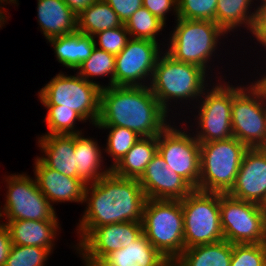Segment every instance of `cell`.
<instances>
[{
    "mask_svg": "<svg viewBox=\"0 0 266 266\" xmlns=\"http://www.w3.org/2000/svg\"><path fill=\"white\" fill-rule=\"evenodd\" d=\"M52 254L47 248L13 244L5 266H47Z\"/></svg>",
    "mask_w": 266,
    "mask_h": 266,
    "instance_id": "cell-33",
    "label": "cell"
},
{
    "mask_svg": "<svg viewBox=\"0 0 266 266\" xmlns=\"http://www.w3.org/2000/svg\"><path fill=\"white\" fill-rule=\"evenodd\" d=\"M115 64V55L95 46L91 56L83 61L75 72L88 82L103 89L114 86ZM104 77L108 80H103ZM100 78L108 83L105 82L104 84L103 81H98Z\"/></svg>",
    "mask_w": 266,
    "mask_h": 266,
    "instance_id": "cell-29",
    "label": "cell"
},
{
    "mask_svg": "<svg viewBox=\"0 0 266 266\" xmlns=\"http://www.w3.org/2000/svg\"><path fill=\"white\" fill-rule=\"evenodd\" d=\"M173 24L171 26L172 30L167 33L168 37L164 51L174 60L197 65L204 69L214 80L227 78L229 75L232 77L234 75L232 72L238 73V67L232 68L227 60L225 65L219 66L224 63L223 60L225 59L223 57L227 55L225 48L226 43L230 42V35L216 22L177 18ZM223 50L225 54L221 52ZM224 68H227L229 72L232 69V72H228L227 75V73H224L227 72V69ZM233 69H237V71H233Z\"/></svg>",
    "mask_w": 266,
    "mask_h": 266,
    "instance_id": "cell-3",
    "label": "cell"
},
{
    "mask_svg": "<svg viewBox=\"0 0 266 266\" xmlns=\"http://www.w3.org/2000/svg\"><path fill=\"white\" fill-rule=\"evenodd\" d=\"M249 71V75L242 76L243 79L233 80V137L248 148H266V81L253 78L252 67Z\"/></svg>",
    "mask_w": 266,
    "mask_h": 266,
    "instance_id": "cell-6",
    "label": "cell"
},
{
    "mask_svg": "<svg viewBox=\"0 0 266 266\" xmlns=\"http://www.w3.org/2000/svg\"><path fill=\"white\" fill-rule=\"evenodd\" d=\"M138 181L147 199L182 200L194 189L179 174L168 168L158 152Z\"/></svg>",
    "mask_w": 266,
    "mask_h": 266,
    "instance_id": "cell-16",
    "label": "cell"
},
{
    "mask_svg": "<svg viewBox=\"0 0 266 266\" xmlns=\"http://www.w3.org/2000/svg\"><path fill=\"white\" fill-rule=\"evenodd\" d=\"M218 0H178V18L216 22Z\"/></svg>",
    "mask_w": 266,
    "mask_h": 266,
    "instance_id": "cell-35",
    "label": "cell"
},
{
    "mask_svg": "<svg viewBox=\"0 0 266 266\" xmlns=\"http://www.w3.org/2000/svg\"><path fill=\"white\" fill-rule=\"evenodd\" d=\"M147 197L138 179L122 178L112 171L86 185L85 206L75 227L72 251L96 228L123 222H142ZM78 235V236H77ZM76 241V242H75Z\"/></svg>",
    "mask_w": 266,
    "mask_h": 266,
    "instance_id": "cell-1",
    "label": "cell"
},
{
    "mask_svg": "<svg viewBox=\"0 0 266 266\" xmlns=\"http://www.w3.org/2000/svg\"><path fill=\"white\" fill-rule=\"evenodd\" d=\"M224 240L232 244L266 243V214L262 205L220 193Z\"/></svg>",
    "mask_w": 266,
    "mask_h": 266,
    "instance_id": "cell-13",
    "label": "cell"
},
{
    "mask_svg": "<svg viewBox=\"0 0 266 266\" xmlns=\"http://www.w3.org/2000/svg\"><path fill=\"white\" fill-rule=\"evenodd\" d=\"M113 11L118 15V18L123 24L134 14L139 8L143 6V0H104Z\"/></svg>",
    "mask_w": 266,
    "mask_h": 266,
    "instance_id": "cell-39",
    "label": "cell"
},
{
    "mask_svg": "<svg viewBox=\"0 0 266 266\" xmlns=\"http://www.w3.org/2000/svg\"><path fill=\"white\" fill-rule=\"evenodd\" d=\"M234 78L236 77L229 76L225 79L214 80L204 90L195 106L186 114L189 115L180 119L192 131L199 143L233 137L231 110Z\"/></svg>",
    "mask_w": 266,
    "mask_h": 266,
    "instance_id": "cell-5",
    "label": "cell"
},
{
    "mask_svg": "<svg viewBox=\"0 0 266 266\" xmlns=\"http://www.w3.org/2000/svg\"><path fill=\"white\" fill-rule=\"evenodd\" d=\"M36 144L41 155L37 157L49 168L78 178L76 156L74 155V135H37Z\"/></svg>",
    "mask_w": 266,
    "mask_h": 266,
    "instance_id": "cell-21",
    "label": "cell"
},
{
    "mask_svg": "<svg viewBox=\"0 0 266 266\" xmlns=\"http://www.w3.org/2000/svg\"><path fill=\"white\" fill-rule=\"evenodd\" d=\"M101 263L105 266H172L144 234L127 247L108 254Z\"/></svg>",
    "mask_w": 266,
    "mask_h": 266,
    "instance_id": "cell-25",
    "label": "cell"
},
{
    "mask_svg": "<svg viewBox=\"0 0 266 266\" xmlns=\"http://www.w3.org/2000/svg\"><path fill=\"white\" fill-rule=\"evenodd\" d=\"M233 244L222 240L184 249L172 266H230Z\"/></svg>",
    "mask_w": 266,
    "mask_h": 266,
    "instance_id": "cell-27",
    "label": "cell"
},
{
    "mask_svg": "<svg viewBox=\"0 0 266 266\" xmlns=\"http://www.w3.org/2000/svg\"><path fill=\"white\" fill-rule=\"evenodd\" d=\"M256 1L257 0H218L217 3L216 23L228 35L230 34V36H232L231 40L233 38V40L235 41V36L239 35V39L240 37L242 38L240 39L241 44H239V46L241 45V48L246 41L244 40L245 37L252 29L257 5ZM244 33H247V35H245Z\"/></svg>",
    "mask_w": 266,
    "mask_h": 266,
    "instance_id": "cell-23",
    "label": "cell"
},
{
    "mask_svg": "<svg viewBox=\"0 0 266 266\" xmlns=\"http://www.w3.org/2000/svg\"><path fill=\"white\" fill-rule=\"evenodd\" d=\"M158 152V136L141 137L111 171L122 178L139 179Z\"/></svg>",
    "mask_w": 266,
    "mask_h": 266,
    "instance_id": "cell-26",
    "label": "cell"
},
{
    "mask_svg": "<svg viewBox=\"0 0 266 266\" xmlns=\"http://www.w3.org/2000/svg\"><path fill=\"white\" fill-rule=\"evenodd\" d=\"M46 43L52 47L55 61L62 67L71 69L70 72H74L83 61L87 60L95 48L94 37L78 31L51 38Z\"/></svg>",
    "mask_w": 266,
    "mask_h": 266,
    "instance_id": "cell-24",
    "label": "cell"
},
{
    "mask_svg": "<svg viewBox=\"0 0 266 266\" xmlns=\"http://www.w3.org/2000/svg\"><path fill=\"white\" fill-rule=\"evenodd\" d=\"M77 18V31L90 36L123 25L118 15L104 0H97Z\"/></svg>",
    "mask_w": 266,
    "mask_h": 266,
    "instance_id": "cell-28",
    "label": "cell"
},
{
    "mask_svg": "<svg viewBox=\"0 0 266 266\" xmlns=\"http://www.w3.org/2000/svg\"><path fill=\"white\" fill-rule=\"evenodd\" d=\"M173 120L149 86H111L101 90L95 127H125L150 137L158 136Z\"/></svg>",
    "mask_w": 266,
    "mask_h": 266,
    "instance_id": "cell-2",
    "label": "cell"
},
{
    "mask_svg": "<svg viewBox=\"0 0 266 266\" xmlns=\"http://www.w3.org/2000/svg\"><path fill=\"white\" fill-rule=\"evenodd\" d=\"M248 149L235 137L200 143V177L197 190L228 193L235 184Z\"/></svg>",
    "mask_w": 266,
    "mask_h": 266,
    "instance_id": "cell-9",
    "label": "cell"
},
{
    "mask_svg": "<svg viewBox=\"0 0 266 266\" xmlns=\"http://www.w3.org/2000/svg\"><path fill=\"white\" fill-rule=\"evenodd\" d=\"M143 234L170 263L184 250V222L180 200L147 199L142 218Z\"/></svg>",
    "mask_w": 266,
    "mask_h": 266,
    "instance_id": "cell-8",
    "label": "cell"
},
{
    "mask_svg": "<svg viewBox=\"0 0 266 266\" xmlns=\"http://www.w3.org/2000/svg\"><path fill=\"white\" fill-rule=\"evenodd\" d=\"M180 201L184 222V249L224 240L220 193L193 189Z\"/></svg>",
    "mask_w": 266,
    "mask_h": 266,
    "instance_id": "cell-11",
    "label": "cell"
},
{
    "mask_svg": "<svg viewBox=\"0 0 266 266\" xmlns=\"http://www.w3.org/2000/svg\"><path fill=\"white\" fill-rule=\"evenodd\" d=\"M36 20L45 41L75 33L77 31V16L64 0H37Z\"/></svg>",
    "mask_w": 266,
    "mask_h": 266,
    "instance_id": "cell-22",
    "label": "cell"
},
{
    "mask_svg": "<svg viewBox=\"0 0 266 266\" xmlns=\"http://www.w3.org/2000/svg\"><path fill=\"white\" fill-rule=\"evenodd\" d=\"M42 106L47 110L43 122H45L48 131L38 135H77L84 132L87 133L86 128L78 127L79 123L84 125L87 122L74 110L58 108V105Z\"/></svg>",
    "mask_w": 266,
    "mask_h": 266,
    "instance_id": "cell-31",
    "label": "cell"
},
{
    "mask_svg": "<svg viewBox=\"0 0 266 266\" xmlns=\"http://www.w3.org/2000/svg\"><path fill=\"white\" fill-rule=\"evenodd\" d=\"M93 37L97 48L115 56L125 48L130 39V35L124 24L120 27L98 32Z\"/></svg>",
    "mask_w": 266,
    "mask_h": 266,
    "instance_id": "cell-36",
    "label": "cell"
},
{
    "mask_svg": "<svg viewBox=\"0 0 266 266\" xmlns=\"http://www.w3.org/2000/svg\"><path fill=\"white\" fill-rule=\"evenodd\" d=\"M7 174L0 182L5 184L4 203L0 202L1 221L59 220L57 209L39 190L34 175L27 172Z\"/></svg>",
    "mask_w": 266,
    "mask_h": 266,
    "instance_id": "cell-10",
    "label": "cell"
},
{
    "mask_svg": "<svg viewBox=\"0 0 266 266\" xmlns=\"http://www.w3.org/2000/svg\"><path fill=\"white\" fill-rule=\"evenodd\" d=\"M213 81L201 67L176 61L164 51L157 60L149 87L173 119L180 120Z\"/></svg>",
    "mask_w": 266,
    "mask_h": 266,
    "instance_id": "cell-4",
    "label": "cell"
},
{
    "mask_svg": "<svg viewBox=\"0 0 266 266\" xmlns=\"http://www.w3.org/2000/svg\"><path fill=\"white\" fill-rule=\"evenodd\" d=\"M228 194L259 205L266 202V148H249L245 152L235 184Z\"/></svg>",
    "mask_w": 266,
    "mask_h": 266,
    "instance_id": "cell-17",
    "label": "cell"
},
{
    "mask_svg": "<svg viewBox=\"0 0 266 266\" xmlns=\"http://www.w3.org/2000/svg\"><path fill=\"white\" fill-rule=\"evenodd\" d=\"M34 158L33 174L39 190L55 205L77 203L83 205L86 184L78 178L65 176L55 169L47 167L37 156Z\"/></svg>",
    "mask_w": 266,
    "mask_h": 266,
    "instance_id": "cell-18",
    "label": "cell"
},
{
    "mask_svg": "<svg viewBox=\"0 0 266 266\" xmlns=\"http://www.w3.org/2000/svg\"><path fill=\"white\" fill-rule=\"evenodd\" d=\"M164 47L152 40L130 38L115 56L114 86H149Z\"/></svg>",
    "mask_w": 266,
    "mask_h": 266,
    "instance_id": "cell-14",
    "label": "cell"
},
{
    "mask_svg": "<svg viewBox=\"0 0 266 266\" xmlns=\"http://www.w3.org/2000/svg\"><path fill=\"white\" fill-rule=\"evenodd\" d=\"M264 213L266 214V202L262 205Z\"/></svg>",
    "mask_w": 266,
    "mask_h": 266,
    "instance_id": "cell-46",
    "label": "cell"
},
{
    "mask_svg": "<svg viewBox=\"0 0 266 266\" xmlns=\"http://www.w3.org/2000/svg\"><path fill=\"white\" fill-rule=\"evenodd\" d=\"M12 241L9 230L5 223L0 222V266H5L9 256Z\"/></svg>",
    "mask_w": 266,
    "mask_h": 266,
    "instance_id": "cell-40",
    "label": "cell"
},
{
    "mask_svg": "<svg viewBox=\"0 0 266 266\" xmlns=\"http://www.w3.org/2000/svg\"><path fill=\"white\" fill-rule=\"evenodd\" d=\"M260 52L263 53V55ZM258 53L260 54L259 57L261 56L260 58L259 57L257 58V56H258L257 54ZM255 55H256L255 57H254V55H249L248 56L250 58L253 56V58L258 59L256 61H254V62H257V63H254L255 65L251 63V65H253V67L255 66L254 67L255 69L253 68V72L251 74H252L253 77H255L257 79L266 81V44L260 49V51H257V53ZM261 58H263L264 60L261 59ZM258 62H262V63H259V65L262 64V65H260L261 67H259ZM263 65H265V66H263ZM256 68H258V69H256ZM255 70H256V72H255Z\"/></svg>",
    "mask_w": 266,
    "mask_h": 266,
    "instance_id": "cell-41",
    "label": "cell"
},
{
    "mask_svg": "<svg viewBox=\"0 0 266 266\" xmlns=\"http://www.w3.org/2000/svg\"><path fill=\"white\" fill-rule=\"evenodd\" d=\"M96 1L97 0H64L77 17Z\"/></svg>",
    "mask_w": 266,
    "mask_h": 266,
    "instance_id": "cell-42",
    "label": "cell"
},
{
    "mask_svg": "<svg viewBox=\"0 0 266 266\" xmlns=\"http://www.w3.org/2000/svg\"><path fill=\"white\" fill-rule=\"evenodd\" d=\"M230 266H266V243L233 244Z\"/></svg>",
    "mask_w": 266,
    "mask_h": 266,
    "instance_id": "cell-34",
    "label": "cell"
},
{
    "mask_svg": "<svg viewBox=\"0 0 266 266\" xmlns=\"http://www.w3.org/2000/svg\"><path fill=\"white\" fill-rule=\"evenodd\" d=\"M142 234V222H123L96 227L75 248V254L81 261L101 262L108 254L127 247Z\"/></svg>",
    "mask_w": 266,
    "mask_h": 266,
    "instance_id": "cell-15",
    "label": "cell"
},
{
    "mask_svg": "<svg viewBox=\"0 0 266 266\" xmlns=\"http://www.w3.org/2000/svg\"><path fill=\"white\" fill-rule=\"evenodd\" d=\"M256 2H266V0H257Z\"/></svg>",
    "mask_w": 266,
    "mask_h": 266,
    "instance_id": "cell-47",
    "label": "cell"
},
{
    "mask_svg": "<svg viewBox=\"0 0 266 266\" xmlns=\"http://www.w3.org/2000/svg\"><path fill=\"white\" fill-rule=\"evenodd\" d=\"M0 7V30L5 28V25L10 20V16ZM4 26V27H3Z\"/></svg>",
    "mask_w": 266,
    "mask_h": 266,
    "instance_id": "cell-44",
    "label": "cell"
},
{
    "mask_svg": "<svg viewBox=\"0 0 266 266\" xmlns=\"http://www.w3.org/2000/svg\"><path fill=\"white\" fill-rule=\"evenodd\" d=\"M19 0H0V7L8 14V16L11 17L10 13H9V8H7V5L10 7L12 6H19Z\"/></svg>",
    "mask_w": 266,
    "mask_h": 266,
    "instance_id": "cell-43",
    "label": "cell"
},
{
    "mask_svg": "<svg viewBox=\"0 0 266 266\" xmlns=\"http://www.w3.org/2000/svg\"><path fill=\"white\" fill-rule=\"evenodd\" d=\"M95 129L101 130L102 134L106 132L107 137L104 140V158L105 161L109 160L108 166L112 169L125 154L133 147V145L141 138L136 132L127 129L125 127H94ZM106 154V155H105Z\"/></svg>",
    "mask_w": 266,
    "mask_h": 266,
    "instance_id": "cell-32",
    "label": "cell"
},
{
    "mask_svg": "<svg viewBox=\"0 0 266 266\" xmlns=\"http://www.w3.org/2000/svg\"><path fill=\"white\" fill-rule=\"evenodd\" d=\"M158 153L169 169L179 174L194 189L198 188L200 143L183 121L174 119L158 135Z\"/></svg>",
    "mask_w": 266,
    "mask_h": 266,
    "instance_id": "cell-12",
    "label": "cell"
},
{
    "mask_svg": "<svg viewBox=\"0 0 266 266\" xmlns=\"http://www.w3.org/2000/svg\"><path fill=\"white\" fill-rule=\"evenodd\" d=\"M60 70L37 92L42 105H58V108L72 109L93 129L100 116L101 90L74 71V75ZM89 122V123H88Z\"/></svg>",
    "mask_w": 266,
    "mask_h": 266,
    "instance_id": "cell-7",
    "label": "cell"
},
{
    "mask_svg": "<svg viewBox=\"0 0 266 266\" xmlns=\"http://www.w3.org/2000/svg\"><path fill=\"white\" fill-rule=\"evenodd\" d=\"M130 38L148 39L161 44L165 48L167 28L163 21L154 16L147 8H139L124 24ZM165 32V37L163 32ZM163 34V35H162ZM161 35V36H160ZM163 36V37H162ZM159 37H162L161 40Z\"/></svg>",
    "mask_w": 266,
    "mask_h": 266,
    "instance_id": "cell-30",
    "label": "cell"
},
{
    "mask_svg": "<svg viewBox=\"0 0 266 266\" xmlns=\"http://www.w3.org/2000/svg\"><path fill=\"white\" fill-rule=\"evenodd\" d=\"M143 7L165 24L169 21V13L174 16V21L178 18V0H143Z\"/></svg>",
    "mask_w": 266,
    "mask_h": 266,
    "instance_id": "cell-38",
    "label": "cell"
},
{
    "mask_svg": "<svg viewBox=\"0 0 266 266\" xmlns=\"http://www.w3.org/2000/svg\"><path fill=\"white\" fill-rule=\"evenodd\" d=\"M83 266H105L101 262L98 261H82Z\"/></svg>",
    "mask_w": 266,
    "mask_h": 266,
    "instance_id": "cell-45",
    "label": "cell"
},
{
    "mask_svg": "<svg viewBox=\"0 0 266 266\" xmlns=\"http://www.w3.org/2000/svg\"><path fill=\"white\" fill-rule=\"evenodd\" d=\"M88 136L85 133L74 135L76 171L78 179L86 185L97 182L111 172L108 162H105L102 142H98L97 136Z\"/></svg>",
    "mask_w": 266,
    "mask_h": 266,
    "instance_id": "cell-20",
    "label": "cell"
},
{
    "mask_svg": "<svg viewBox=\"0 0 266 266\" xmlns=\"http://www.w3.org/2000/svg\"><path fill=\"white\" fill-rule=\"evenodd\" d=\"M6 224L12 244L20 246H37L49 249L52 253L56 250L61 237L62 224L59 220H13L2 221Z\"/></svg>",
    "mask_w": 266,
    "mask_h": 266,
    "instance_id": "cell-19",
    "label": "cell"
},
{
    "mask_svg": "<svg viewBox=\"0 0 266 266\" xmlns=\"http://www.w3.org/2000/svg\"><path fill=\"white\" fill-rule=\"evenodd\" d=\"M248 35L249 37L247 36L245 39L248 38L247 41L251 39L250 43L254 42L256 49L252 50L255 54V51H259L266 44V2H257L254 22Z\"/></svg>",
    "mask_w": 266,
    "mask_h": 266,
    "instance_id": "cell-37",
    "label": "cell"
}]
</instances>
